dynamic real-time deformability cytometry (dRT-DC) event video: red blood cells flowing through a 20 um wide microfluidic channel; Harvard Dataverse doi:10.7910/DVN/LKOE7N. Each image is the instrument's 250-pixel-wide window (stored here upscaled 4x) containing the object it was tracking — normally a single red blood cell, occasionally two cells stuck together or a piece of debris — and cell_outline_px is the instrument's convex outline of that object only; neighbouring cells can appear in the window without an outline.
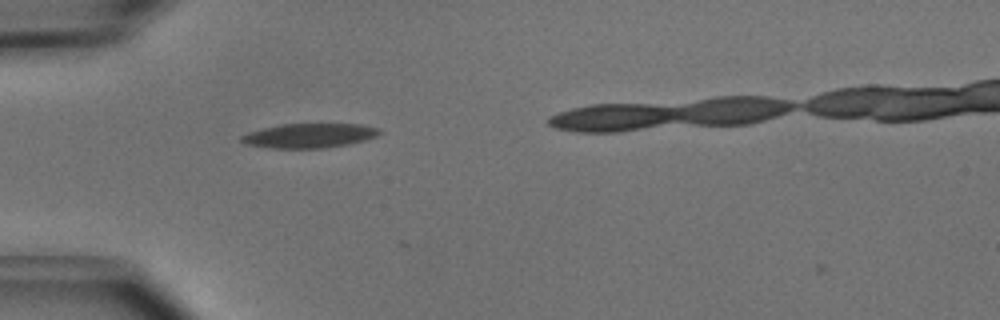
{"species": "common noctule bat (a hibernating species)", "species_latin": "Nyctalus noctula", "temperature_condition": "cold", "stored_images_in_passage": 6, "camera_frame_rate_fps": 3000, "um_per_image_px": 0.085, "animal": {"sex": "male", "body_mass_g": 15.6}, "frame": {"image": 1, "passage_image": 5, "time_ms": 1.333, "image_size_px": [1000, 320], "cell_outline_px": [[380, 132], [376, 136], [364, 140], [348, 144], [324, 148], [272, 148], [244, 144], [240, 140], [240, 136], [248, 132], [280, 124], [360, 124], [380, 128]], "centroid_in_image_um": [26.26, 11.53], "position_along_channel_um": 58.7, "area_um2": 19.59}}